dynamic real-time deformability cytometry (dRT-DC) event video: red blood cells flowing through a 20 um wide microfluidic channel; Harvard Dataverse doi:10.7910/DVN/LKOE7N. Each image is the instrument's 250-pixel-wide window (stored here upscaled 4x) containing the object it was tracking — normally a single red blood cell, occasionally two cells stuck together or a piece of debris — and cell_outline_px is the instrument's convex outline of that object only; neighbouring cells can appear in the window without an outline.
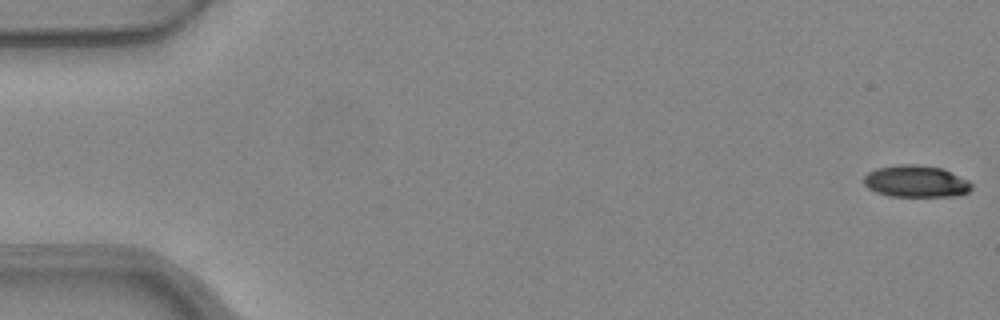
{"species": "common noctule bat (a hibernating species)", "species_latin": "Nyctalus noctula", "temperature_condition": "warm", "stored_images_in_passage": 52, "camera_frame_rate_fps": 3000, "um_per_image_px": 0.085, "animal": {"sex": "female", "body_mass_g": 24.6, "forearm_length_mm": 56.2}, "frame": {"image": 1, "passage_image": 1, "time_ms": 0.0, "image_size_px": [1000, 320], "cell_outline_px": [[972, 188], [968, 192], [960, 196], [888, 196], [876, 192], [868, 188], [864, 184], [864, 176], [868, 172], [876, 168], [896, 164], [916, 164], [944, 168], [968, 180], [972, 184]], "centroid_in_image_um": [77.87, 15.41], "position_along_channel_um": 7.1, "area_um2": 20.29}}
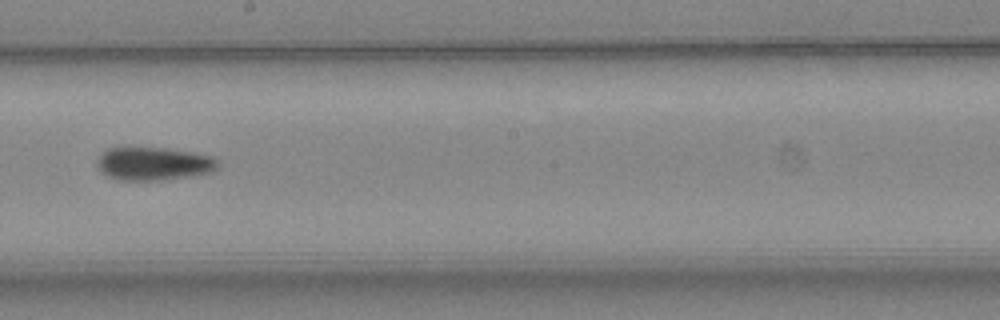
{"frame": {"image": 2, "passage_image": 30, "time_ms": 9.667, "image_size_px": [1000, 320], "cell_outline_px": [[220, 164], [212, 172], [192, 176], [160, 180], [120, 180], [104, 176], [96, 168], [96, 160], [108, 148], [128, 144], [164, 148], [192, 152], [212, 156]], "centroid_in_image_um": [12.97, 13.88], "position_along_channel_um": 235.2, "area_um2": 24.28}}
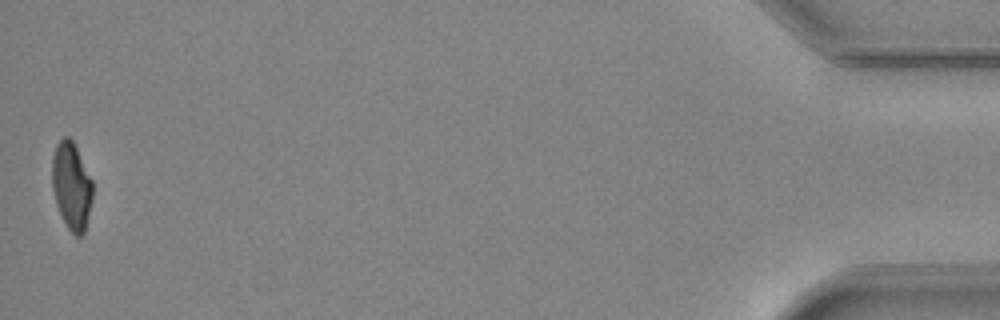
{"frame": {"image": 3, "passage_image": 52, "time_ms": 17.0, "image_size_px": [1000, 320], "cell_outline_px": [[92, 200], [84, 236], [76, 236], [68, 228], [56, 204], [52, 188], [52, 156], [56, 144], [64, 136], [68, 136], [72, 140], [92, 180]], "centroid_in_image_um": [6.07, 15.81], "position_along_channel_um": 429.1, "area_um2": 20.58}, "authors_computed_cell_mechanics": {"area_um2": 22.4264, "velocity_mm_per_s": 3.9719, "shape_relaxation_time_tau1_ms": 8.3983, "shape_relaxation_time_tau2_ms": null, "deformation_change_tau1": 0.2133, "deformation_change_tau2": null}}